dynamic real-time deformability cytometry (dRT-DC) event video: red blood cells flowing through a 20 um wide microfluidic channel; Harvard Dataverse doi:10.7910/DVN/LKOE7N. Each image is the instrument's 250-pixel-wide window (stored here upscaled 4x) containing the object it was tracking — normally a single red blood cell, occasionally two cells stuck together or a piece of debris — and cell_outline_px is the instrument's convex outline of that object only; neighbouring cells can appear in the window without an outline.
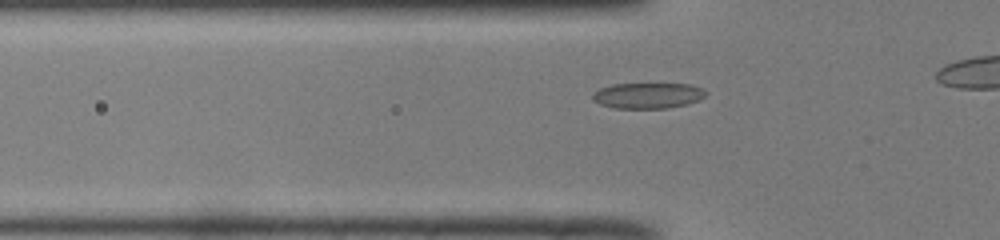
{"species": "common noctule bat (a hibernating species)", "species_latin": "Nyctalus noctula", "temperature_condition": "room temperature", "stored_images_in_passage": 16, "camera_frame_rate_fps": 3000, "um_per_image_px": 0.085, "animal": {"sex": "male", "body_mass_g": 19.0, "forearm_length_mm": 50.8}, "frame": {"image": 1, "passage_image": 10, "time_ms": 3.0, "image_size_px": [1000, 240], "cell_outline_px": [[708, 92], [704, 96], [688, 104], [668, 108], [616, 108], [600, 104], [592, 100], [592, 96], [600, 88], [612, 84], [692, 84]], "centroid_in_image_um": [55.06, 8.12], "position_along_channel_um": 70.7, "area_um2": 16.82}}
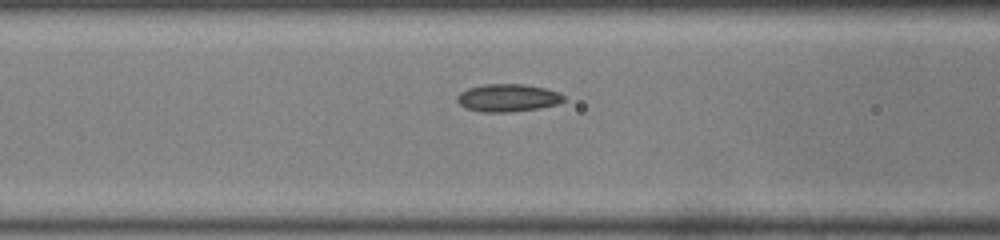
{"frame": {"image": 2, "passage_image": 14, "time_ms": 4.333, "image_size_px": [1000, 240], "cell_outline_px": [[564, 100], [560, 104], [540, 108], [512, 112], [480, 112], [464, 108], [456, 100], [456, 96], [460, 92], [468, 88], [484, 84], [524, 84], [544, 88], [560, 92], [564, 96]], "centroid_in_image_um": [43.16, 8.32], "position_along_channel_um": 123.4, "area_um2": 17.46}}